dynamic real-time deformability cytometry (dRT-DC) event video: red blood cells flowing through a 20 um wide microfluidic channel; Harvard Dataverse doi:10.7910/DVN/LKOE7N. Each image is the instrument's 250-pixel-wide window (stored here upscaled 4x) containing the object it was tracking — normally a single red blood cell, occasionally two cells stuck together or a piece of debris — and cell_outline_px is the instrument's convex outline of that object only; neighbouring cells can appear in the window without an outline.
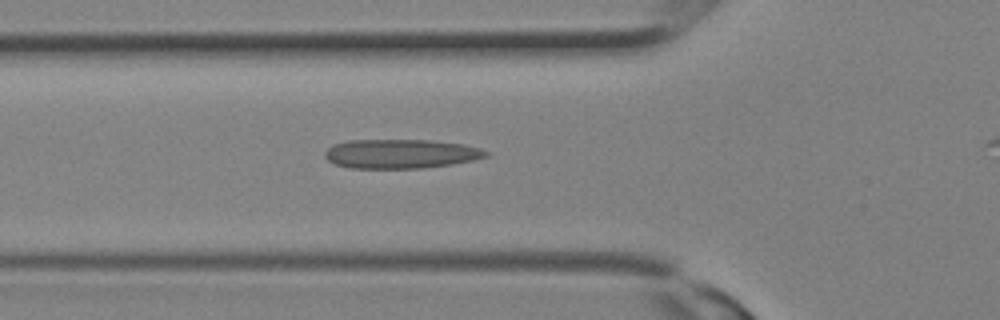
{"species": "Egyptian fruit bat (a non-hibernating species)", "species_latin": "Rousettus aegyptiacus", "temperature_condition": "room temperature", "stored_images_in_passage": 5, "camera_frame_rate_fps": 3000, "um_per_image_px": 0.085, "animal": {"sex": "female"}, "frame": {"image": 1, "passage_image": 3, "time_ms": 0.667, "image_size_px": [1000, 320], "cell_outline_px": [[492, 152], [488, 156], [472, 160], [452, 164], [424, 168], [348, 168], [336, 164], [328, 160], [324, 156], [324, 152], [332, 144], [348, 140], [432, 140], [464, 144], [480, 148]], "centroid_in_image_um": [34.07, 13.07], "position_along_channel_um": 91.7, "area_um2": 27.63}}
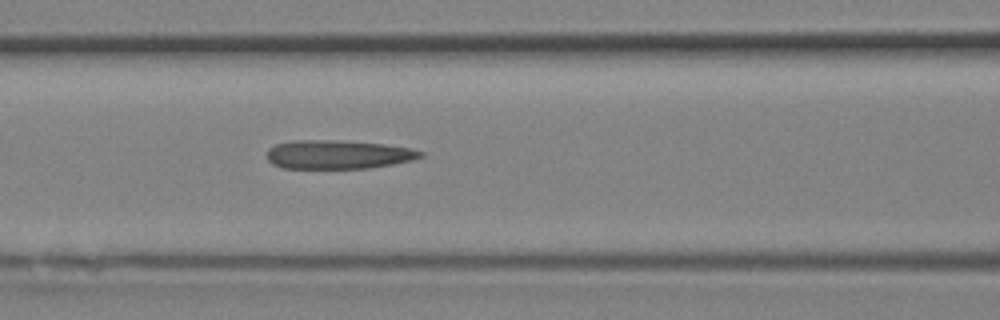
{"frame": {"image": 2, "passage_image": 5, "time_ms": 1.333, "image_size_px": [1000, 320], "cell_outline_px": [[424, 156], [412, 160], [392, 164], [368, 168], [284, 168], [272, 164], [268, 160], [268, 148], [276, 144], [292, 140], [336, 140], [384, 144], [412, 148], [424, 152]], "centroid_in_image_um": [28.74, 13.13], "position_along_channel_um": 137.9, "area_um2": 25.78}}